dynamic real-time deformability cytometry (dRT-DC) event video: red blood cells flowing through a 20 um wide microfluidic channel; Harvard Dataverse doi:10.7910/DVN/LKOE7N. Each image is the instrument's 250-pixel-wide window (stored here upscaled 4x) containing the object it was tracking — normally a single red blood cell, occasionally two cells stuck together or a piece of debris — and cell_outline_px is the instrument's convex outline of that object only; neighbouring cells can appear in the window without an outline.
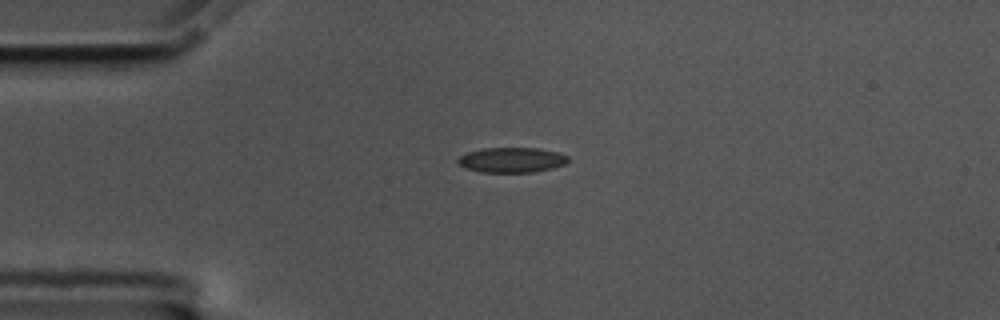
{"species": "common noctule bat (a hibernating species)", "species_latin": "Nyctalus noctula", "temperature_condition": "cold", "stored_images_in_passage": 45, "camera_frame_rate_fps": 3000, "um_per_image_px": 0.085, "animal": {"sex": "male", "body_mass_g": 17.5, "forearm_length_mm": 52.3}, "frame": {"image": 1, "passage_image": 1, "time_ms": 0.0, "image_size_px": [1000, 320], "cell_outline_px": [[568, 160], [564, 164], [552, 168], [532, 172], [480, 172], [468, 168], [460, 164], [456, 160], [460, 156], [468, 152], [484, 148], [540, 148], [556, 152], [568, 156]], "centroid_in_image_um": [43.5, 13.59], "position_along_channel_um": 41.5, "area_um2": 15.9}}
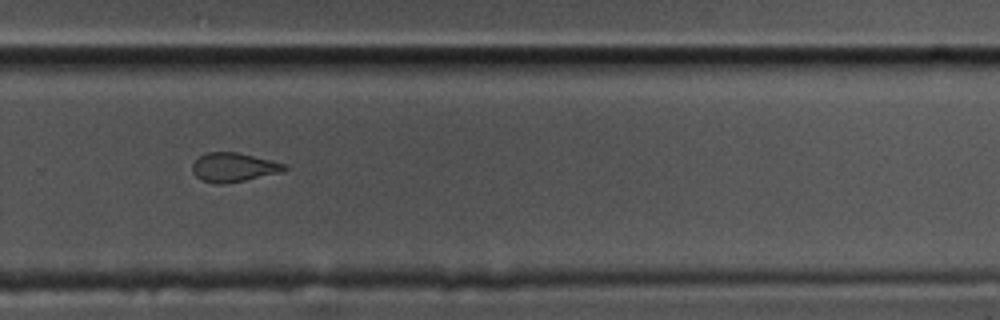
{"frame": {"image": 2, "passage_image": 26, "time_ms": 8.333, "image_size_px": [1000, 320], "cell_outline_px": [[288, 168], [280, 172], [228, 184], [216, 184], [204, 180], [196, 176], [192, 172], [192, 164], [200, 156], [208, 152], [240, 152], [288, 164]], "centroid_in_image_um": [19.88, 14.21], "position_along_channel_um": 309.9, "area_um2": 15.66}}
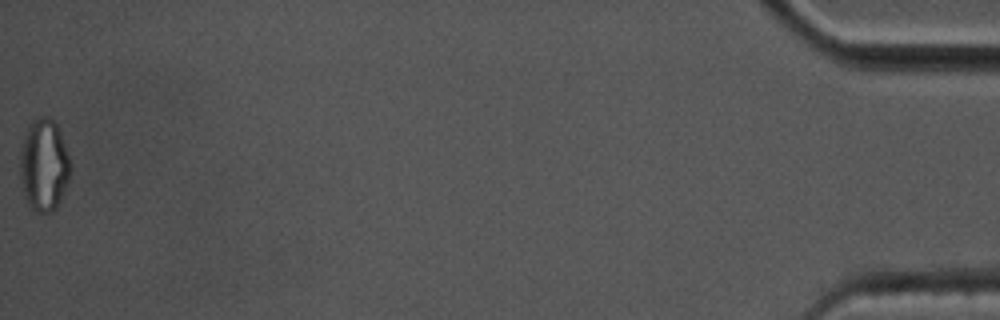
{"frame": {"image": 3, "passage_image": 45, "time_ms": 14.667, "image_size_px": [1000, 320], "cell_outline_px": [[72, 168], [64, 192], [56, 208], [52, 212], [36, 212], [28, 208], [20, 184], [20, 152], [24, 136], [28, 124], [36, 116], [48, 116], [56, 124], [60, 132], [72, 164]], "centroid_in_image_um": [3.72, 14.05], "position_along_channel_um": 431.5, "area_um2": 27.63}, "authors_computed_cell_mechanics": {"area_um2": 16.3574, "velocity_mm_per_s": 3.4882, "shape_relaxation_time_tau1_ms": null, "shape_relaxation_time_tau2_ms": 1.8727, "deformation_change_tau1": null, "deformation_change_tau2": 0.0773}}